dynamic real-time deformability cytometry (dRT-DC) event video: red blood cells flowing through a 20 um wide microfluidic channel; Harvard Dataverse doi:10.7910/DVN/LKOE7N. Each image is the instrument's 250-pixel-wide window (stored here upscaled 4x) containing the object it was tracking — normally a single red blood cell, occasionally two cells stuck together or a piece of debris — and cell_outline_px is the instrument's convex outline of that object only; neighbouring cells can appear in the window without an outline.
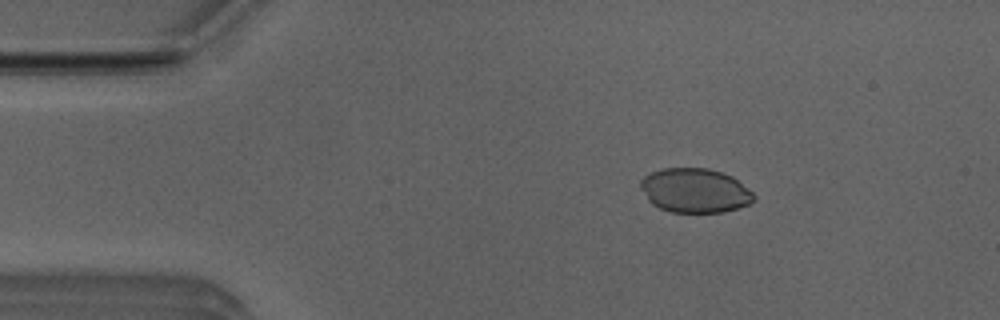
{"species": "Egyptian fruit bat (a non-hibernating species)", "species_latin": "Rousettus aegyptiacus", "temperature_condition": "room temperature", "stored_images_in_passage": 4, "camera_frame_rate_fps": 3000, "um_per_image_px": 0.085, "animal": {"sex": "male"}, "frame": {"image": 1, "passage_image": 2, "time_ms": 0.333, "image_size_px": [1000, 320], "cell_outline_px": [[756, 196], [748, 204], [724, 212], [672, 212], [660, 208], [652, 204], [648, 200], [640, 188], [640, 180], [644, 176], [652, 172], [664, 168], [708, 168], [732, 176], [752, 192]], "centroid_in_image_um": [59.04, 16.19], "position_along_channel_um": 26.0, "area_um2": 29.07}}